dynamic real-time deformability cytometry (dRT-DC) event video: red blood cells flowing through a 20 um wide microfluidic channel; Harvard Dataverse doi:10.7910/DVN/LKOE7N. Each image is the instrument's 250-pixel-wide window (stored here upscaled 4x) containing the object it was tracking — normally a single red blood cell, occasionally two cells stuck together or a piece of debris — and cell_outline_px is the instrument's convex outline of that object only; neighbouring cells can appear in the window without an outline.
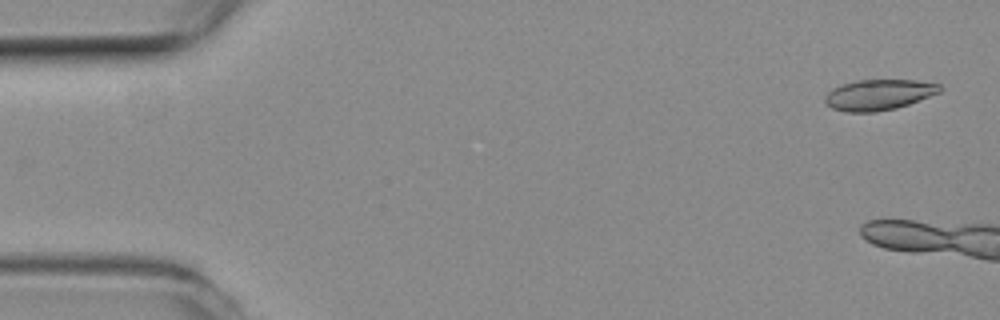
{"species": "common noctule bat (a hibernating species)", "species_latin": "Nyctalus noctula", "temperature_condition": "room temperature", "stored_images_in_passage": 6, "camera_frame_rate_fps": 3000, "um_per_image_px": 0.085, "animal": {"sex": "female", "body_mass_g": 19.3, "forearm_length_mm": 54.1}, "frame": {"image": 1, "passage_image": 2, "time_ms": 0.333, "image_size_px": [1000, 320], "cell_outline_px": [[944, 88], [940, 92], [908, 104], [896, 108], [876, 112], [848, 112], [832, 108], [824, 100], [824, 96], [832, 88], [856, 80], [916, 80], [940, 84]], "centroid_in_image_um": [74.7, 8.05], "position_along_channel_um": 10.3, "area_um2": 20.46}}